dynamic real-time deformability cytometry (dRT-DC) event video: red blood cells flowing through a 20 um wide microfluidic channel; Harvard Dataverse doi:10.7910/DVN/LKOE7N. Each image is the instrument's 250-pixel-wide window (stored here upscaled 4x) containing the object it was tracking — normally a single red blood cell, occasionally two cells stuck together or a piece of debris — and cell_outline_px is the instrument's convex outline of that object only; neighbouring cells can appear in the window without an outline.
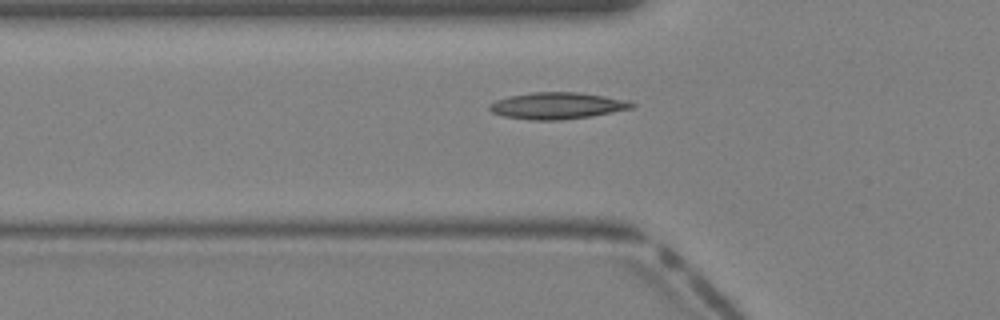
{"species": "Egyptian fruit bat (a non-hibernating species)", "species_latin": "Rousettus aegyptiacus", "temperature_condition": "warm", "stored_images_in_passage": 25, "camera_frame_rate_fps": 3000, "um_per_image_px": 0.085, "animal": {"sex": "female"}, "frame": {"image": 1, "passage_image": 3, "time_ms": 0.667, "image_size_px": [1000, 320], "cell_outline_px": [[636, 108], [588, 116], [560, 120], [528, 120], [504, 116], [492, 112], [488, 108], [488, 104], [496, 100], [508, 96], [532, 92], [580, 92], [628, 100], [636, 104]], "centroid_in_image_um": [47.36, 8.98], "position_along_channel_um": 78.4, "area_um2": 22.2}}
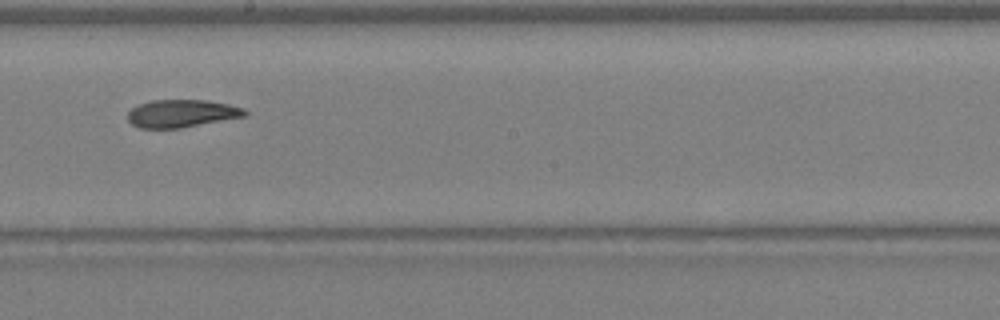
{"frame": {"image": 2, "passage_image": 12, "time_ms": 3.667, "image_size_px": [1000, 320], "cell_outline_px": [[248, 116], [180, 128], [140, 128], [132, 124], [128, 120], [128, 112], [132, 108], [140, 104], [152, 100], [204, 100], [228, 104], [244, 108], [248, 112]], "centroid_in_image_um": [15.47, 9.65], "position_along_channel_um": 232.7, "area_um2": 18.9}}
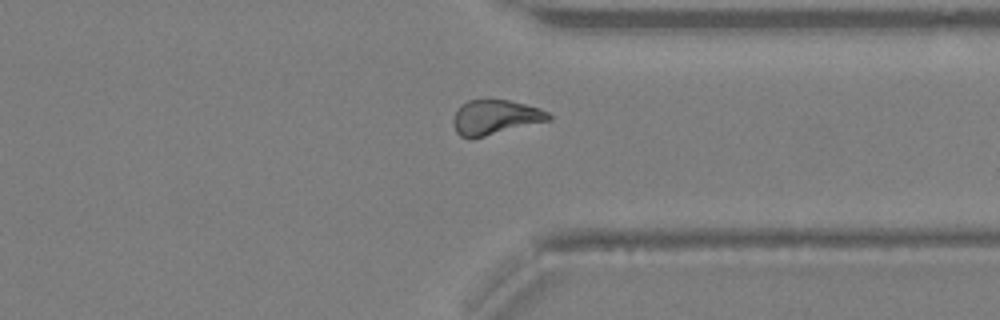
{"frame": {"image": 3, "passage_image": 20, "time_ms": 6.333, "image_size_px": [1000, 320], "cell_outline_px": [[552, 120], [468, 140], [460, 136], [456, 132], [452, 124], [452, 120], [460, 104], [468, 100], [508, 100], [540, 108], [548, 112], [552, 116]], "centroid_in_image_um": [42.07, 9.98], "position_along_channel_um": 369.3, "area_um2": 19.48}}